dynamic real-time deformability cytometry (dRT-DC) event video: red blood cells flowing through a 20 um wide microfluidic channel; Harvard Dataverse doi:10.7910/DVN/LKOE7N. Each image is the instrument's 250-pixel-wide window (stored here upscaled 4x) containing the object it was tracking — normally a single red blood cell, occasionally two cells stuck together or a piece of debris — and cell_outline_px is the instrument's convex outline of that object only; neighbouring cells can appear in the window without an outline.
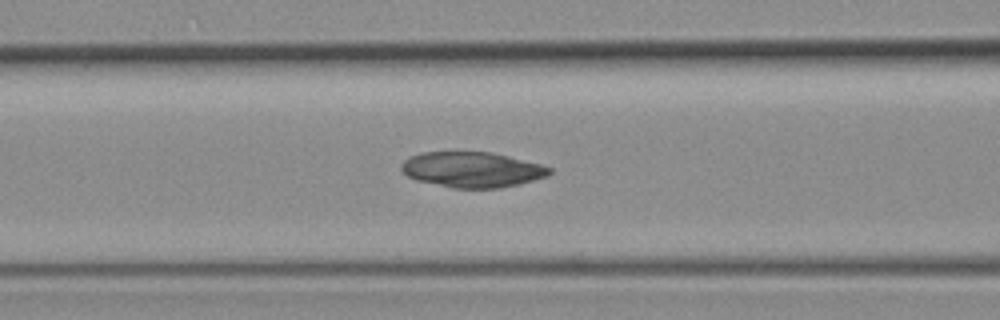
{"species": "common noctule bat (a hibernating species)", "species_latin": "Nyctalus noctula", "temperature_condition": "room temperature", "stored_images_in_passage": 52, "camera_frame_rate_fps": 3000, "um_per_image_px": 0.085, "animal": {"sex": "female", "body_mass_g": 19.3, "forearm_length_mm": 54.1}, "frame": {"image": 1, "passage_image": 20, "time_ms": 6.333, "image_size_px": [1000, 320], "cell_outline_px": [[552, 172], [548, 176], [520, 184], [500, 188], [452, 188], [416, 180], [408, 176], [400, 168], [400, 164], [408, 156], [420, 152], [492, 152], [540, 164], [552, 168]], "centroid_in_image_um": [40.11, 14.42], "position_along_channel_um": 126.5, "area_um2": 30.75}}
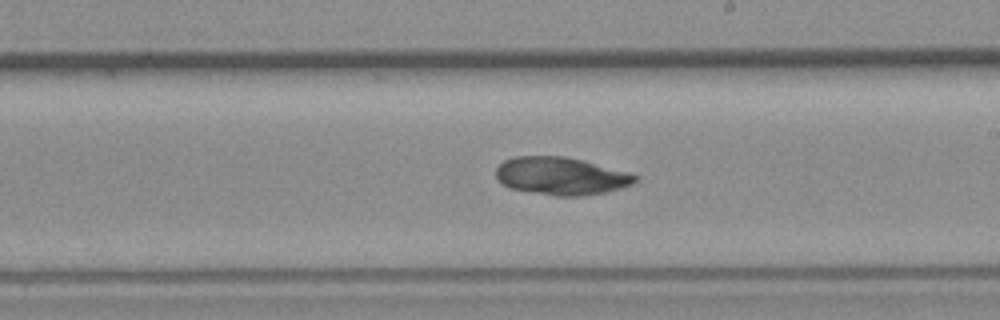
{"frame": {"image": 2, "passage_image": 29, "time_ms": 9.333, "image_size_px": [1000, 320], "cell_outline_px": [[640, 176], [632, 184], [608, 192], [580, 196], [556, 196], [512, 188], [504, 184], [496, 176], [496, 168], [504, 160], [516, 156], [564, 156], [584, 160], [628, 172]], "centroid_in_image_um": [47.73, 14.95], "position_along_channel_um": 241.3, "area_um2": 30.46}}
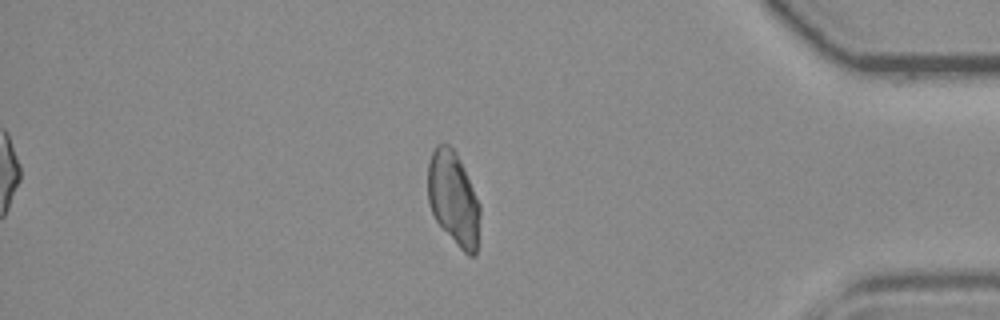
{"frame": {"image": 3, "passage_image": 44, "time_ms": 14.333, "image_size_px": [1000, 320], "cell_outline_px": [[480, 216], [476, 256], [468, 256], [460, 248], [436, 220], [432, 212], [428, 200], [428, 164], [432, 152], [436, 144], [448, 144], [456, 152], [464, 168], [480, 204]], "centroid_in_image_um": [38.55, 16.87], "position_along_channel_um": 396.6, "area_um2": 28.32}}